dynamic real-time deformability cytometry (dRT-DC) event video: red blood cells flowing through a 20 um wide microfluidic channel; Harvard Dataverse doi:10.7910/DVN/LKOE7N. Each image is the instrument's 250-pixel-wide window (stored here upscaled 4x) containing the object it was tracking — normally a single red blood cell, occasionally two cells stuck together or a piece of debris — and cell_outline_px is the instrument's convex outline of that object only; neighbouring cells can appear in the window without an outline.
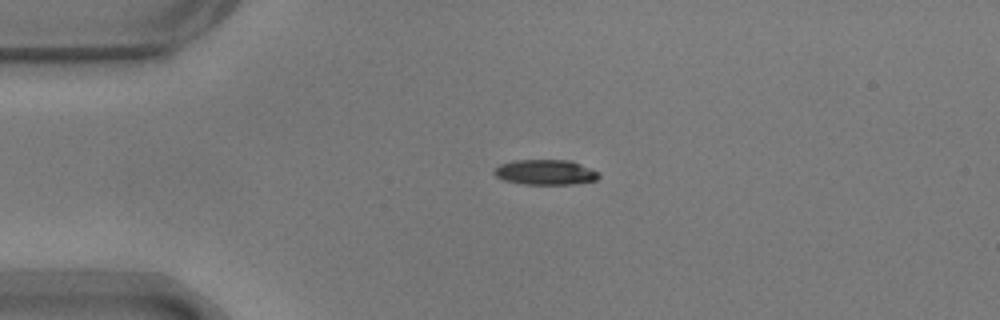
{"species": "common noctule bat (a hibernating species)", "species_latin": "Nyctalus noctula", "temperature_condition": "warm", "stored_images_in_passage": 43, "camera_frame_rate_fps": 3000, "um_per_image_px": 0.085, "animal": {"sex": "male", "body_mass_g": 17.9}, "frame": {"image": 1, "passage_image": 1, "time_ms": 0.0, "image_size_px": [1000, 320], "cell_outline_px": [[600, 176], [596, 180], [572, 184], [524, 184], [504, 180], [496, 176], [492, 172], [500, 164], [512, 160], [572, 160], [600, 172]], "centroid_in_image_um": [46.38, 14.63], "position_along_channel_um": 38.6, "area_um2": 15.43}}
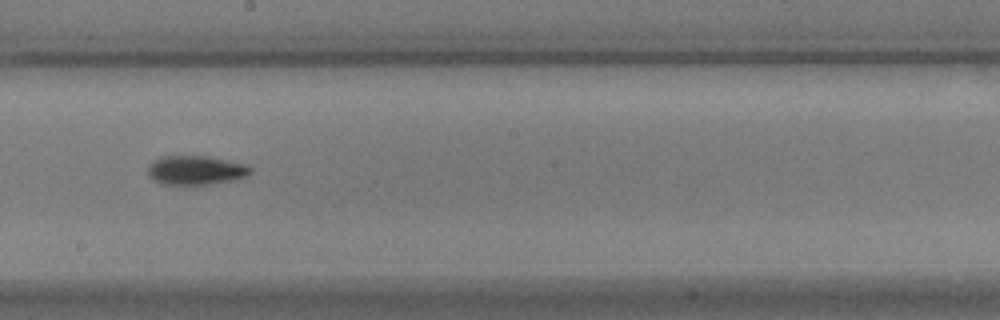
{"frame": {"image": 2, "passage_image": 19, "time_ms": 6.0, "image_size_px": [1000, 320], "cell_outline_px": [[252, 172], [248, 176], [236, 180], [208, 184], [160, 184], [152, 180], [148, 176], [148, 164], [152, 160], [160, 156], [208, 156], [248, 164], [252, 168]], "centroid_in_image_um": [16.65, 14.46], "position_along_channel_um": 231.6, "area_um2": 17.8}}
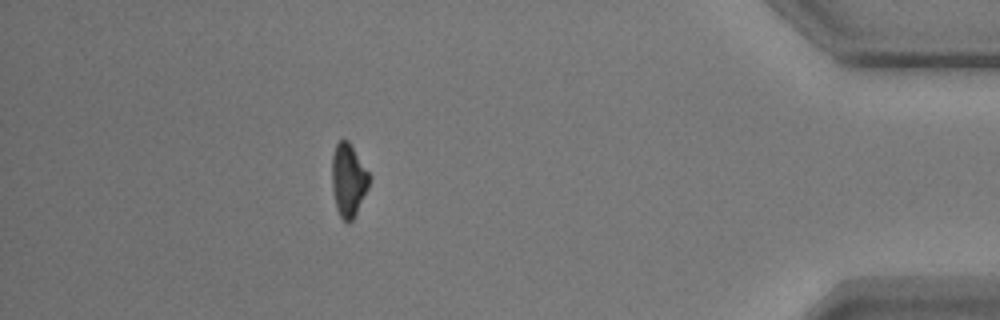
{"frame": {"image": 3, "passage_image": 37, "time_ms": 12.0, "image_size_px": [1000, 320], "cell_outline_px": [[372, 176], [368, 188], [352, 220], [348, 224], [340, 216], [336, 208], [332, 188], [332, 156], [336, 144], [340, 140], [348, 140]], "centroid_in_image_um": [29.62, 15.29], "position_along_channel_um": 405.6, "area_um2": 15.9}, "authors_computed_cell_mechanics": {"area_um2": 16.473, "velocity_mm_per_s": 3.7038, "shape_relaxation_time_tau1_ms": 4.3094, "shape_relaxation_time_tau2_ms": 3.6969, "deformation_change_tau1": 0.1375, "deformation_change_tau2": 0.1082}}